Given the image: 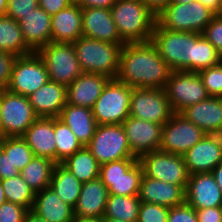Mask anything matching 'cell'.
<instances>
[{"label":"cell","mask_w":222,"mask_h":222,"mask_svg":"<svg viewBox=\"0 0 222 222\" xmlns=\"http://www.w3.org/2000/svg\"><path fill=\"white\" fill-rule=\"evenodd\" d=\"M172 70L151 42L122 46L116 80L132 88L164 89Z\"/></svg>","instance_id":"obj_1"},{"label":"cell","mask_w":222,"mask_h":222,"mask_svg":"<svg viewBox=\"0 0 222 222\" xmlns=\"http://www.w3.org/2000/svg\"><path fill=\"white\" fill-rule=\"evenodd\" d=\"M151 42L172 71L196 72L197 33L166 30L156 22Z\"/></svg>","instance_id":"obj_2"},{"label":"cell","mask_w":222,"mask_h":222,"mask_svg":"<svg viewBox=\"0 0 222 222\" xmlns=\"http://www.w3.org/2000/svg\"><path fill=\"white\" fill-rule=\"evenodd\" d=\"M110 11L124 43L151 41L157 19L141 0H118Z\"/></svg>","instance_id":"obj_3"},{"label":"cell","mask_w":222,"mask_h":222,"mask_svg":"<svg viewBox=\"0 0 222 222\" xmlns=\"http://www.w3.org/2000/svg\"><path fill=\"white\" fill-rule=\"evenodd\" d=\"M124 44L81 36L73 42V47L82 72L101 74L110 79H115Z\"/></svg>","instance_id":"obj_4"},{"label":"cell","mask_w":222,"mask_h":222,"mask_svg":"<svg viewBox=\"0 0 222 222\" xmlns=\"http://www.w3.org/2000/svg\"><path fill=\"white\" fill-rule=\"evenodd\" d=\"M215 14L199 1L169 3L157 16L166 30L202 33Z\"/></svg>","instance_id":"obj_5"},{"label":"cell","mask_w":222,"mask_h":222,"mask_svg":"<svg viewBox=\"0 0 222 222\" xmlns=\"http://www.w3.org/2000/svg\"><path fill=\"white\" fill-rule=\"evenodd\" d=\"M143 168L138 158L120 159L100 165L99 179L109 194L138 196Z\"/></svg>","instance_id":"obj_6"},{"label":"cell","mask_w":222,"mask_h":222,"mask_svg":"<svg viewBox=\"0 0 222 222\" xmlns=\"http://www.w3.org/2000/svg\"><path fill=\"white\" fill-rule=\"evenodd\" d=\"M132 87L110 79L92 108L98 125L122 124L129 116Z\"/></svg>","instance_id":"obj_7"},{"label":"cell","mask_w":222,"mask_h":222,"mask_svg":"<svg viewBox=\"0 0 222 222\" xmlns=\"http://www.w3.org/2000/svg\"><path fill=\"white\" fill-rule=\"evenodd\" d=\"M37 54L43 60L49 80L68 87L83 72L73 43L50 42L41 47Z\"/></svg>","instance_id":"obj_8"},{"label":"cell","mask_w":222,"mask_h":222,"mask_svg":"<svg viewBox=\"0 0 222 222\" xmlns=\"http://www.w3.org/2000/svg\"><path fill=\"white\" fill-rule=\"evenodd\" d=\"M0 118L2 137H21L38 116L28 97L6 89L0 96Z\"/></svg>","instance_id":"obj_9"},{"label":"cell","mask_w":222,"mask_h":222,"mask_svg":"<svg viewBox=\"0 0 222 222\" xmlns=\"http://www.w3.org/2000/svg\"><path fill=\"white\" fill-rule=\"evenodd\" d=\"M87 148L98 163L136 158L128 143L122 124L98 125Z\"/></svg>","instance_id":"obj_10"},{"label":"cell","mask_w":222,"mask_h":222,"mask_svg":"<svg viewBox=\"0 0 222 222\" xmlns=\"http://www.w3.org/2000/svg\"><path fill=\"white\" fill-rule=\"evenodd\" d=\"M164 89L174 113L209 97L197 72L172 71Z\"/></svg>","instance_id":"obj_11"},{"label":"cell","mask_w":222,"mask_h":222,"mask_svg":"<svg viewBox=\"0 0 222 222\" xmlns=\"http://www.w3.org/2000/svg\"><path fill=\"white\" fill-rule=\"evenodd\" d=\"M138 161L145 176L180 185L186 190L189 173L182 155L157 150L144 154Z\"/></svg>","instance_id":"obj_12"},{"label":"cell","mask_w":222,"mask_h":222,"mask_svg":"<svg viewBox=\"0 0 222 222\" xmlns=\"http://www.w3.org/2000/svg\"><path fill=\"white\" fill-rule=\"evenodd\" d=\"M48 81L43 60L37 52H33L16 58L7 90L28 97Z\"/></svg>","instance_id":"obj_13"},{"label":"cell","mask_w":222,"mask_h":222,"mask_svg":"<svg viewBox=\"0 0 222 222\" xmlns=\"http://www.w3.org/2000/svg\"><path fill=\"white\" fill-rule=\"evenodd\" d=\"M173 113L165 89H132L129 116L164 125Z\"/></svg>","instance_id":"obj_14"},{"label":"cell","mask_w":222,"mask_h":222,"mask_svg":"<svg viewBox=\"0 0 222 222\" xmlns=\"http://www.w3.org/2000/svg\"><path fill=\"white\" fill-rule=\"evenodd\" d=\"M206 133L180 113H173L162 127L159 150L183 155L197 144Z\"/></svg>","instance_id":"obj_15"},{"label":"cell","mask_w":222,"mask_h":222,"mask_svg":"<svg viewBox=\"0 0 222 222\" xmlns=\"http://www.w3.org/2000/svg\"><path fill=\"white\" fill-rule=\"evenodd\" d=\"M130 150L136 158L159 150L162 136V124L128 116L122 123Z\"/></svg>","instance_id":"obj_16"},{"label":"cell","mask_w":222,"mask_h":222,"mask_svg":"<svg viewBox=\"0 0 222 222\" xmlns=\"http://www.w3.org/2000/svg\"><path fill=\"white\" fill-rule=\"evenodd\" d=\"M182 156L189 175L211 173L222 161V135L206 134Z\"/></svg>","instance_id":"obj_17"},{"label":"cell","mask_w":222,"mask_h":222,"mask_svg":"<svg viewBox=\"0 0 222 222\" xmlns=\"http://www.w3.org/2000/svg\"><path fill=\"white\" fill-rule=\"evenodd\" d=\"M185 202L195 210L222 206V191L212 173L189 175Z\"/></svg>","instance_id":"obj_18"},{"label":"cell","mask_w":222,"mask_h":222,"mask_svg":"<svg viewBox=\"0 0 222 222\" xmlns=\"http://www.w3.org/2000/svg\"><path fill=\"white\" fill-rule=\"evenodd\" d=\"M206 134L222 135V97L209 96L180 112Z\"/></svg>","instance_id":"obj_19"},{"label":"cell","mask_w":222,"mask_h":222,"mask_svg":"<svg viewBox=\"0 0 222 222\" xmlns=\"http://www.w3.org/2000/svg\"><path fill=\"white\" fill-rule=\"evenodd\" d=\"M83 36L110 43H124L108 8L82 9Z\"/></svg>","instance_id":"obj_20"},{"label":"cell","mask_w":222,"mask_h":222,"mask_svg":"<svg viewBox=\"0 0 222 222\" xmlns=\"http://www.w3.org/2000/svg\"><path fill=\"white\" fill-rule=\"evenodd\" d=\"M138 196L141 202L172 208L185 202V189L143 174Z\"/></svg>","instance_id":"obj_21"},{"label":"cell","mask_w":222,"mask_h":222,"mask_svg":"<svg viewBox=\"0 0 222 222\" xmlns=\"http://www.w3.org/2000/svg\"><path fill=\"white\" fill-rule=\"evenodd\" d=\"M110 78L95 73H82L68 87L66 104L92 109Z\"/></svg>","instance_id":"obj_22"},{"label":"cell","mask_w":222,"mask_h":222,"mask_svg":"<svg viewBox=\"0 0 222 222\" xmlns=\"http://www.w3.org/2000/svg\"><path fill=\"white\" fill-rule=\"evenodd\" d=\"M66 96V86L49 80L28 99L38 117L56 118L66 105Z\"/></svg>","instance_id":"obj_23"},{"label":"cell","mask_w":222,"mask_h":222,"mask_svg":"<svg viewBox=\"0 0 222 222\" xmlns=\"http://www.w3.org/2000/svg\"><path fill=\"white\" fill-rule=\"evenodd\" d=\"M21 137L34 156L48 158L56 163L54 118L38 117Z\"/></svg>","instance_id":"obj_24"},{"label":"cell","mask_w":222,"mask_h":222,"mask_svg":"<svg viewBox=\"0 0 222 222\" xmlns=\"http://www.w3.org/2000/svg\"><path fill=\"white\" fill-rule=\"evenodd\" d=\"M81 36H83L82 8L75 1L51 16L52 42L73 43Z\"/></svg>","instance_id":"obj_25"},{"label":"cell","mask_w":222,"mask_h":222,"mask_svg":"<svg viewBox=\"0 0 222 222\" xmlns=\"http://www.w3.org/2000/svg\"><path fill=\"white\" fill-rule=\"evenodd\" d=\"M26 45L37 52L51 42V15L40 6L23 17L19 22Z\"/></svg>","instance_id":"obj_26"},{"label":"cell","mask_w":222,"mask_h":222,"mask_svg":"<svg viewBox=\"0 0 222 222\" xmlns=\"http://www.w3.org/2000/svg\"><path fill=\"white\" fill-rule=\"evenodd\" d=\"M108 196L109 190L99 178L83 183L74 216L102 218Z\"/></svg>","instance_id":"obj_27"},{"label":"cell","mask_w":222,"mask_h":222,"mask_svg":"<svg viewBox=\"0 0 222 222\" xmlns=\"http://www.w3.org/2000/svg\"><path fill=\"white\" fill-rule=\"evenodd\" d=\"M32 211L46 222H71L74 207L62 201L49 186L35 193Z\"/></svg>","instance_id":"obj_28"},{"label":"cell","mask_w":222,"mask_h":222,"mask_svg":"<svg viewBox=\"0 0 222 222\" xmlns=\"http://www.w3.org/2000/svg\"><path fill=\"white\" fill-rule=\"evenodd\" d=\"M63 121L83 146H87L98 126L92 109L66 104L58 117Z\"/></svg>","instance_id":"obj_29"},{"label":"cell","mask_w":222,"mask_h":222,"mask_svg":"<svg viewBox=\"0 0 222 222\" xmlns=\"http://www.w3.org/2000/svg\"><path fill=\"white\" fill-rule=\"evenodd\" d=\"M82 184L83 183L62 164H55L52 171L50 187L62 201L75 207L80 196Z\"/></svg>","instance_id":"obj_30"},{"label":"cell","mask_w":222,"mask_h":222,"mask_svg":"<svg viewBox=\"0 0 222 222\" xmlns=\"http://www.w3.org/2000/svg\"><path fill=\"white\" fill-rule=\"evenodd\" d=\"M0 51L18 56L33 53L26 45L19 23L8 16H0Z\"/></svg>","instance_id":"obj_31"},{"label":"cell","mask_w":222,"mask_h":222,"mask_svg":"<svg viewBox=\"0 0 222 222\" xmlns=\"http://www.w3.org/2000/svg\"><path fill=\"white\" fill-rule=\"evenodd\" d=\"M61 164L82 183L99 178L100 164L87 146L76 151Z\"/></svg>","instance_id":"obj_32"},{"label":"cell","mask_w":222,"mask_h":222,"mask_svg":"<svg viewBox=\"0 0 222 222\" xmlns=\"http://www.w3.org/2000/svg\"><path fill=\"white\" fill-rule=\"evenodd\" d=\"M55 162L48 158L34 156L20 171V175L28 186L36 193L50 186Z\"/></svg>","instance_id":"obj_33"},{"label":"cell","mask_w":222,"mask_h":222,"mask_svg":"<svg viewBox=\"0 0 222 222\" xmlns=\"http://www.w3.org/2000/svg\"><path fill=\"white\" fill-rule=\"evenodd\" d=\"M140 203L139 196L109 194L102 218H113L123 222H137Z\"/></svg>","instance_id":"obj_34"},{"label":"cell","mask_w":222,"mask_h":222,"mask_svg":"<svg viewBox=\"0 0 222 222\" xmlns=\"http://www.w3.org/2000/svg\"><path fill=\"white\" fill-rule=\"evenodd\" d=\"M54 138L56 142V164H61L84 147L68 125L58 117L54 118Z\"/></svg>","instance_id":"obj_35"},{"label":"cell","mask_w":222,"mask_h":222,"mask_svg":"<svg viewBox=\"0 0 222 222\" xmlns=\"http://www.w3.org/2000/svg\"><path fill=\"white\" fill-rule=\"evenodd\" d=\"M3 187L6 201L32 210L35 192L23 180L21 175L0 180Z\"/></svg>","instance_id":"obj_36"},{"label":"cell","mask_w":222,"mask_h":222,"mask_svg":"<svg viewBox=\"0 0 222 222\" xmlns=\"http://www.w3.org/2000/svg\"><path fill=\"white\" fill-rule=\"evenodd\" d=\"M2 151L19 171L34 157L33 151L22 137H3Z\"/></svg>","instance_id":"obj_37"},{"label":"cell","mask_w":222,"mask_h":222,"mask_svg":"<svg viewBox=\"0 0 222 222\" xmlns=\"http://www.w3.org/2000/svg\"><path fill=\"white\" fill-rule=\"evenodd\" d=\"M222 61L214 46L201 34L197 33L196 72L215 66Z\"/></svg>","instance_id":"obj_38"},{"label":"cell","mask_w":222,"mask_h":222,"mask_svg":"<svg viewBox=\"0 0 222 222\" xmlns=\"http://www.w3.org/2000/svg\"><path fill=\"white\" fill-rule=\"evenodd\" d=\"M209 96L222 97V61L198 72Z\"/></svg>","instance_id":"obj_39"},{"label":"cell","mask_w":222,"mask_h":222,"mask_svg":"<svg viewBox=\"0 0 222 222\" xmlns=\"http://www.w3.org/2000/svg\"><path fill=\"white\" fill-rule=\"evenodd\" d=\"M169 208L154 203L141 202L137 222H167Z\"/></svg>","instance_id":"obj_40"},{"label":"cell","mask_w":222,"mask_h":222,"mask_svg":"<svg viewBox=\"0 0 222 222\" xmlns=\"http://www.w3.org/2000/svg\"><path fill=\"white\" fill-rule=\"evenodd\" d=\"M37 7H39L38 0H8L6 16L19 22Z\"/></svg>","instance_id":"obj_41"},{"label":"cell","mask_w":222,"mask_h":222,"mask_svg":"<svg viewBox=\"0 0 222 222\" xmlns=\"http://www.w3.org/2000/svg\"><path fill=\"white\" fill-rule=\"evenodd\" d=\"M222 57V16L215 15L201 33Z\"/></svg>","instance_id":"obj_42"},{"label":"cell","mask_w":222,"mask_h":222,"mask_svg":"<svg viewBox=\"0 0 222 222\" xmlns=\"http://www.w3.org/2000/svg\"><path fill=\"white\" fill-rule=\"evenodd\" d=\"M28 211L23 206L6 201L0 206V222H23Z\"/></svg>","instance_id":"obj_43"},{"label":"cell","mask_w":222,"mask_h":222,"mask_svg":"<svg viewBox=\"0 0 222 222\" xmlns=\"http://www.w3.org/2000/svg\"><path fill=\"white\" fill-rule=\"evenodd\" d=\"M167 222H198L195 209L186 202L169 208Z\"/></svg>","instance_id":"obj_44"},{"label":"cell","mask_w":222,"mask_h":222,"mask_svg":"<svg viewBox=\"0 0 222 222\" xmlns=\"http://www.w3.org/2000/svg\"><path fill=\"white\" fill-rule=\"evenodd\" d=\"M17 56L0 51V91L7 89Z\"/></svg>","instance_id":"obj_45"},{"label":"cell","mask_w":222,"mask_h":222,"mask_svg":"<svg viewBox=\"0 0 222 222\" xmlns=\"http://www.w3.org/2000/svg\"><path fill=\"white\" fill-rule=\"evenodd\" d=\"M39 6L49 15L57 14L60 10H64L75 0H38Z\"/></svg>","instance_id":"obj_46"},{"label":"cell","mask_w":222,"mask_h":222,"mask_svg":"<svg viewBox=\"0 0 222 222\" xmlns=\"http://www.w3.org/2000/svg\"><path fill=\"white\" fill-rule=\"evenodd\" d=\"M198 222H221V206L195 210Z\"/></svg>","instance_id":"obj_47"},{"label":"cell","mask_w":222,"mask_h":222,"mask_svg":"<svg viewBox=\"0 0 222 222\" xmlns=\"http://www.w3.org/2000/svg\"><path fill=\"white\" fill-rule=\"evenodd\" d=\"M19 175H20V171L16 168V166H13L9 162L6 154L3 151H1L0 152V180L17 177Z\"/></svg>","instance_id":"obj_48"},{"label":"cell","mask_w":222,"mask_h":222,"mask_svg":"<svg viewBox=\"0 0 222 222\" xmlns=\"http://www.w3.org/2000/svg\"><path fill=\"white\" fill-rule=\"evenodd\" d=\"M118 0H75L82 8H108L110 9Z\"/></svg>","instance_id":"obj_49"},{"label":"cell","mask_w":222,"mask_h":222,"mask_svg":"<svg viewBox=\"0 0 222 222\" xmlns=\"http://www.w3.org/2000/svg\"><path fill=\"white\" fill-rule=\"evenodd\" d=\"M141 1L156 16L170 3V0H141Z\"/></svg>","instance_id":"obj_50"},{"label":"cell","mask_w":222,"mask_h":222,"mask_svg":"<svg viewBox=\"0 0 222 222\" xmlns=\"http://www.w3.org/2000/svg\"><path fill=\"white\" fill-rule=\"evenodd\" d=\"M211 10L215 15H219L222 9V0H196Z\"/></svg>","instance_id":"obj_51"},{"label":"cell","mask_w":222,"mask_h":222,"mask_svg":"<svg viewBox=\"0 0 222 222\" xmlns=\"http://www.w3.org/2000/svg\"><path fill=\"white\" fill-rule=\"evenodd\" d=\"M211 173L222 191V161L212 170Z\"/></svg>","instance_id":"obj_52"},{"label":"cell","mask_w":222,"mask_h":222,"mask_svg":"<svg viewBox=\"0 0 222 222\" xmlns=\"http://www.w3.org/2000/svg\"><path fill=\"white\" fill-rule=\"evenodd\" d=\"M23 222H46L44 219H42L39 215H37L32 210H29L26 214Z\"/></svg>","instance_id":"obj_53"},{"label":"cell","mask_w":222,"mask_h":222,"mask_svg":"<svg viewBox=\"0 0 222 222\" xmlns=\"http://www.w3.org/2000/svg\"><path fill=\"white\" fill-rule=\"evenodd\" d=\"M71 222H102V218L74 216Z\"/></svg>","instance_id":"obj_54"},{"label":"cell","mask_w":222,"mask_h":222,"mask_svg":"<svg viewBox=\"0 0 222 222\" xmlns=\"http://www.w3.org/2000/svg\"><path fill=\"white\" fill-rule=\"evenodd\" d=\"M8 0H0V16H5L7 13Z\"/></svg>","instance_id":"obj_55"},{"label":"cell","mask_w":222,"mask_h":222,"mask_svg":"<svg viewBox=\"0 0 222 222\" xmlns=\"http://www.w3.org/2000/svg\"><path fill=\"white\" fill-rule=\"evenodd\" d=\"M6 202V197H5V193H4V190H3V187L1 185V181H0V206Z\"/></svg>","instance_id":"obj_56"},{"label":"cell","mask_w":222,"mask_h":222,"mask_svg":"<svg viewBox=\"0 0 222 222\" xmlns=\"http://www.w3.org/2000/svg\"><path fill=\"white\" fill-rule=\"evenodd\" d=\"M196 0H170V3H190Z\"/></svg>","instance_id":"obj_57"},{"label":"cell","mask_w":222,"mask_h":222,"mask_svg":"<svg viewBox=\"0 0 222 222\" xmlns=\"http://www.w3.org/2000/svg\"><path fill=\"white\" fill-rule=\"evenodd\" d=\"M102 222H123V221L113 218H102Z\"/></svg>","instance_id":"obj_58"},{"label":"cell","mask_w":222,"mask_h":222,"mask_svg":"<svg viewBox=\"0 0 222 222\" xmlns=\"http://www.w3.org/2000/svg\"><path fill=\"white\" fill-rule=\"evenodd\" d=\"M3 137H0V152L2 151Z\"/></svg>","instance_id":"obj_59"},{"label":"cell","mask_w":222,"mask_h":222,"mask_svg":"<svg viewBox=\"0 0 222 222\" xmlns=\"http://www.w3.org/2000/svg\"><path fill=\"white\" fill-rule=\"evenodd\" d=\"M0 96H1V91H0ZM0 137H2L1 118H0Z\"/></svg>","instance_id":"obj_60"}]
</instances>
